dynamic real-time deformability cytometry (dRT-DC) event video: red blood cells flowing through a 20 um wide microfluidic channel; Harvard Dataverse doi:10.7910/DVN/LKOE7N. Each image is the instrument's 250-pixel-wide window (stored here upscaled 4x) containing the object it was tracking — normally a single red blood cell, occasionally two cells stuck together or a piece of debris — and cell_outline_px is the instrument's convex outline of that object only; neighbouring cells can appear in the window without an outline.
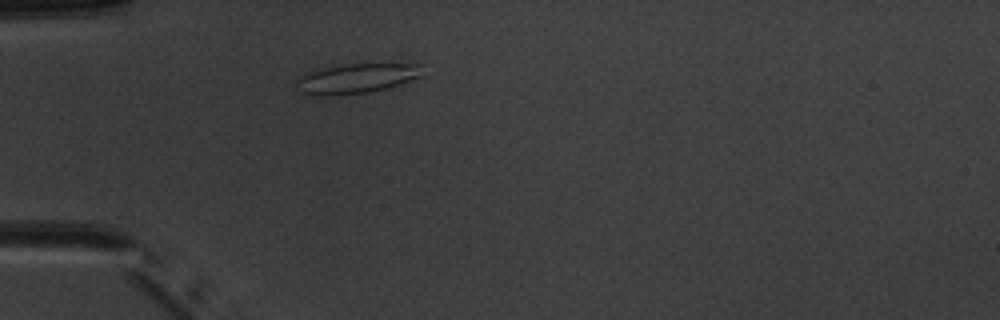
{"species": "common noctule bat (a hibernating species)", "species_latin": "Nyctalus noctula", "temperature_condition": "warm", "stored_images_in_passage": 1, "camera_frame_rate_fps": 3000, "um_per_image_px": 0.085, "animal": {"sex": "male", "body_mass_g": 20.1, "forearm_length_mm": 53.5}, "frame": {"image": 1, "passage_image": 1, "time_ms": 0.0, "image_size_px": [1000, 320], "cell_outline_px": [[420, 76], [384, 88], [368, 92], [328, 96], [316, 96], [300, 92], [296, 88], [296, 76], [308, 72], [324, 68], [344, 64], [420, 64]], "centroid_in_image_um": [30.15, 6.68], "position_along_channel_um": 54.9, "area_um2": 21.5}}